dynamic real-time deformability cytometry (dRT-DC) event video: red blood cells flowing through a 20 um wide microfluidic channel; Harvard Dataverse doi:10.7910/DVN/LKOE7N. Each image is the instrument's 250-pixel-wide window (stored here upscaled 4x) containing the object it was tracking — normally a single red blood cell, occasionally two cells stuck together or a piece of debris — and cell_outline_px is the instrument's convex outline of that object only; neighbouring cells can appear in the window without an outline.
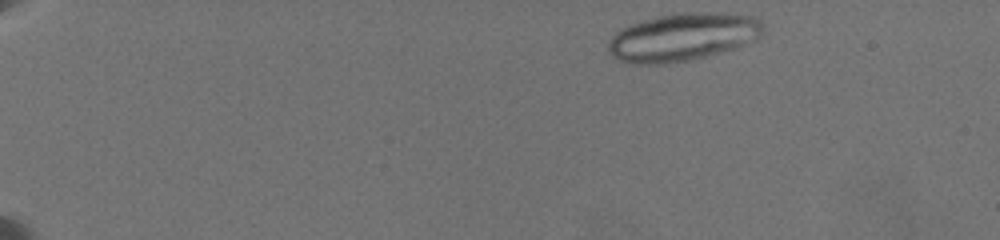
{"species": "common noctule bat (a hibernating species)", "species_latin": "Nyctalus noctula", "temperature_condition": "warm", "stored_images_in_passage": 13, "camera_frame_rate_fps": 3000, "um_per_image_px": 0.085, "animal": {"sex": "female", "body_mass_g": 19.5, "forearm_length_mm": 54.1}, "frame": {"image": 1, "passage_image": 1, "time_ms": 0.0, "image_size_px": [1000, 240], "cell_outline_px": [[764, 28], [760, 36], [736, 48], [692, 60], [664, 64], [632, 64], [620, 60], [612, 56], [608, 52], [608, 40], [616, 32], [628, 24], [676, 12], [720, 12], [752, 16], [760, 20], [764, 24]], "centroid_in_image_um": [58.02, 3.15], "position_along_channel_um": 27.0, "area_um2": 43.52}}